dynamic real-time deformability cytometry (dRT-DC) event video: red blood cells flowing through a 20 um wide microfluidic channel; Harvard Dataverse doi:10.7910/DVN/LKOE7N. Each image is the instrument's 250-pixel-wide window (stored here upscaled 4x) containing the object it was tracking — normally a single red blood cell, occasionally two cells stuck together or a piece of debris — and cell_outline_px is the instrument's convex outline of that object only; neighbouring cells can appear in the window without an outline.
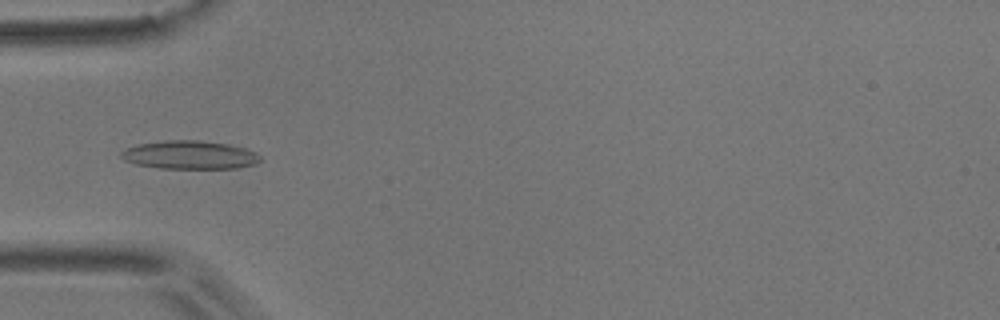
{"species": "common noctule bat (a hibernating species)", "species_latin": "Nyctalus noctula", "temperature_condition": "room temperature", "stored_images_in_passage": 55, "camera_frame_rate_fps": 3000, "um_per_image_px": 0.085, "animal": {"sex": "male", "body_mass_g": 17.9}, "frame": {"image": 1, "passage_image": 17, "time_ms": 5.333, "image_size_px": [1000, 320], "cell_outline_px": [[260, 160], [256, 164], [236, 168], [160, 168], [136, 164], [124, 160], [120, 156], [120, 152], [128, 148], [140, 144], [168, 140], [196, 140], [228, 144], [248, 148], [256, 152], [260, 156]], "centroid_in_image_um": [16.16, 13.17], "position_along_channel_um": 68.8, "area_um2": 22.89}}
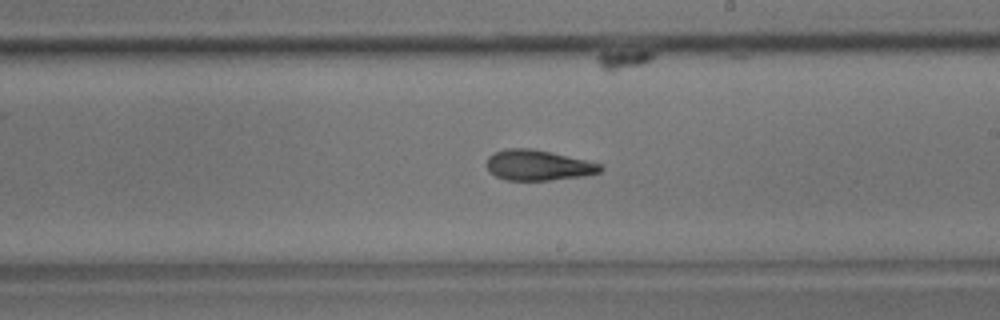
{"frame": {"image": 2, "passage_image": 31, "time_ms": 10.0, "image_size_px": [1000, 320], "cell_outline_px": [[604, 168], [600, 172], [584, 176], [548, 180], [504, 180], [488, 172], [488, 156], [496, 152], [508, 148], [532, 148], [552, 152], [604, 164]], "centroid_in_image_um": [45.78, 14.04], "position_along_channel_um": 243.2, "area_um2": 20.29}}
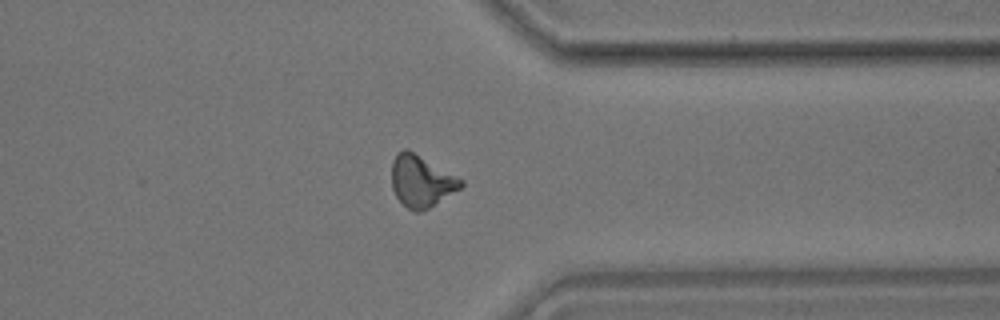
{"frame": {"image": 3, "passage_image": 42, "time_ms": 13.667, "image_size_px": [1000, 320], "cell_outline_px": [[464, 184], [460, 188], [428, 208], [420, 212], [416, 212], [408, 208], [396, 196], [392, 188], [392, 160], [396, 152], [404, 148], [408, 148], [464, 180]], "centroid_in_image_um": [35.79, 15.36], "position_along_channel_um": 375.6, "area_um2": 20.81}, "authors_computed_cell_mechanics": {"area_um2": 20.2878, "velocity_mm_per_s": 3.7228, "shape_relaxation_time_tau1_ms": 8.7135, "shape_relaxation_time_tau2_ms": 2.5943, "deformation_change_tau1": 0.21, "deformation_change_tau2": 0.0945}}